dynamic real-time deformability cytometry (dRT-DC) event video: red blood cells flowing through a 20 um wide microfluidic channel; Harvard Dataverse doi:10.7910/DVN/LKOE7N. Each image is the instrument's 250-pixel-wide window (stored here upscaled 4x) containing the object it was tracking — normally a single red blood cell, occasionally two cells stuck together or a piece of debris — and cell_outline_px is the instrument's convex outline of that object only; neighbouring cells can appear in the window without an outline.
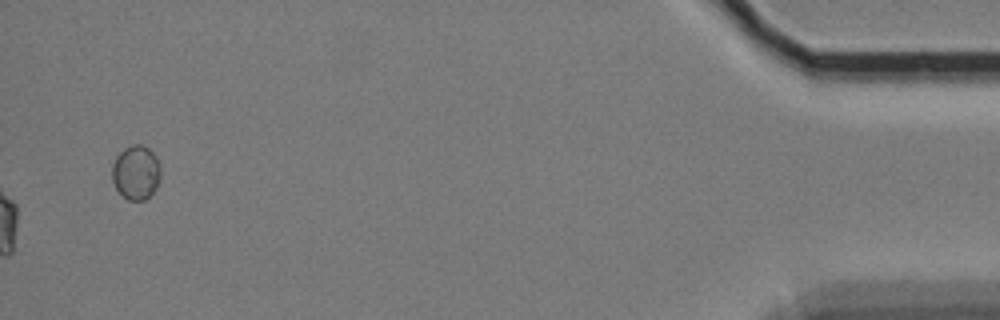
{"species": "Egyptian fruit bat (a non-hibernating species)", "species_latin": "Rousettus aegyptiacus", "temperature_condition": "cold", "stored_images_in_passage": 61, "camera_frame_rate_fps": 3000, "um_per_image_px": 0.085, "animal": {"sex": "female"}, "frame": {"image": 1, "passage_image": 61, "time_ms": 20.0, "image_size_px": [1000, 320], "cell_outline_px": [[160, 180], [156, 188], [144, 200], [128, 200], [116, 188], [112, 180], [112, 164], [116, 156], [124, 148], [132, 144], [140, 144], [148, 148], [156, 156], [160, 168]], "centroid_in_image_um": [11.55, 14.64], "position_along_channel_um": 423.6, "area_um2": 15.32}, "authors_computed_cell_mechanics": {"area_um2": 21.2704, "velocity_mm_per_s": 3.325, "shape_relaxation_time_tau1_ms": null, "shape_relaxation_time_tau2_ms": 2.8493, "deformation_change_tau1": null, "deformation_change_tau2": 0.0732}}